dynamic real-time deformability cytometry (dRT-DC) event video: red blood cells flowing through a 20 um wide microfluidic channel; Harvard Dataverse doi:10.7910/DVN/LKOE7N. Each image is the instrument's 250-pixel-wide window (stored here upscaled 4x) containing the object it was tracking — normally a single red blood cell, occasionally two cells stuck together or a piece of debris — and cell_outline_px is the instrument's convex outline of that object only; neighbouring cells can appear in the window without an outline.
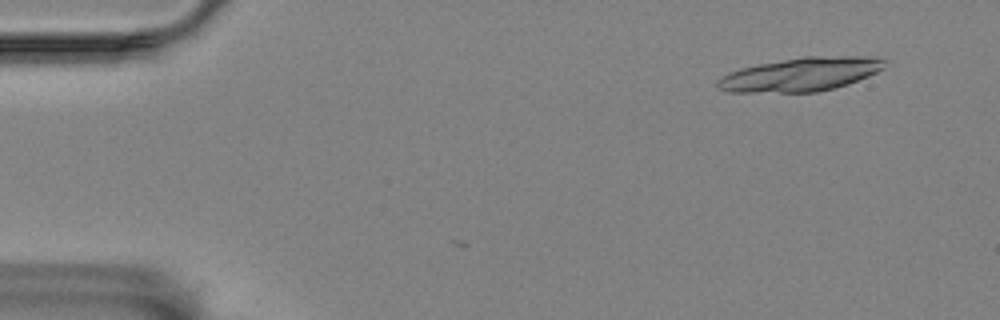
{"species": "Egyptian fruit bat (a non-hibernating species)", "species_latin": "Rousettus aegyptiacus", "temperature_condition": "room temperature", "stored_images_in_passage": 5, "camera_frame_rate_fps": 3000, "um_per_image_px": 0.085, "animal": {"sex": "female"}, "frame": {"image": 1, "passage_image": 2, "time_ms": 0.333, "image_size_px": [1000, 320], "cell_outline_px": [[884, 68], [868, 76], [848, 84], [816, 92], [728, 92], [716, 88], [716, 80], [728, 72], [740, 68], [760, 64], [804, 56], [876, 56], [884, 60]], "centroid_in_image_um": [68.03, 6.32], "position_along_channel_um": 17.0, "area_um2": 32.77}}